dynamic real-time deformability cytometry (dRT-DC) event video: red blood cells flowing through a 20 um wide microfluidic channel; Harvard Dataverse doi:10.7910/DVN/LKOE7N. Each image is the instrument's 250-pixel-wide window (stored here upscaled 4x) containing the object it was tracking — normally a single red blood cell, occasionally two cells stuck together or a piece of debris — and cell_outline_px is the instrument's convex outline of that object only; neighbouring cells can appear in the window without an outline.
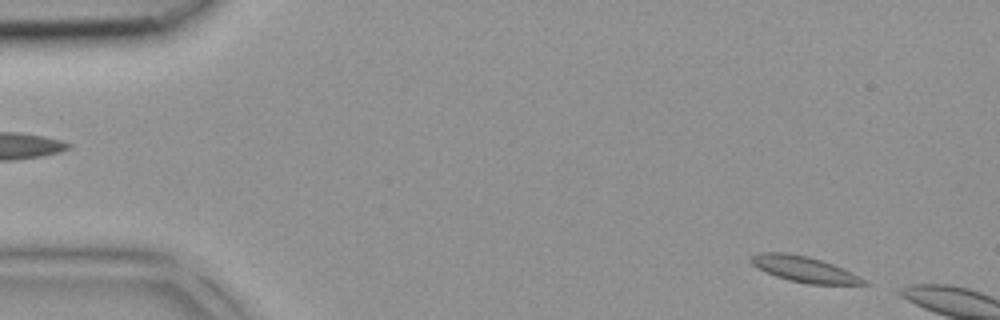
{"species": "common noctule bat (a hibernating species)", "species_latin": "Nyctalus noctula", "temperature_condition": "room temperature", "stored_images_in_passage": 6, "camera_frame_rate_fps": 3000, "um_per_image_px": 0.085, "animal": {"sex": "female", "body_mass_g": 18.4}, "frame": {"image": 1, "passage_image": 3, "time_ms": 0.667, "image_size_px": [1000, 320], "cell_outline_px": [[868, 284], [808, 284], [788, 280], [776, 276], [752, 264], [752, 256], [760, 252], [788, 252], [808, 256], [832, 264], [852, 272], [860, 276]], "centroid_in_image_um": [68.36, 22.87], "position_along_channel_um": 16.6, "area_um2": 16.59}}